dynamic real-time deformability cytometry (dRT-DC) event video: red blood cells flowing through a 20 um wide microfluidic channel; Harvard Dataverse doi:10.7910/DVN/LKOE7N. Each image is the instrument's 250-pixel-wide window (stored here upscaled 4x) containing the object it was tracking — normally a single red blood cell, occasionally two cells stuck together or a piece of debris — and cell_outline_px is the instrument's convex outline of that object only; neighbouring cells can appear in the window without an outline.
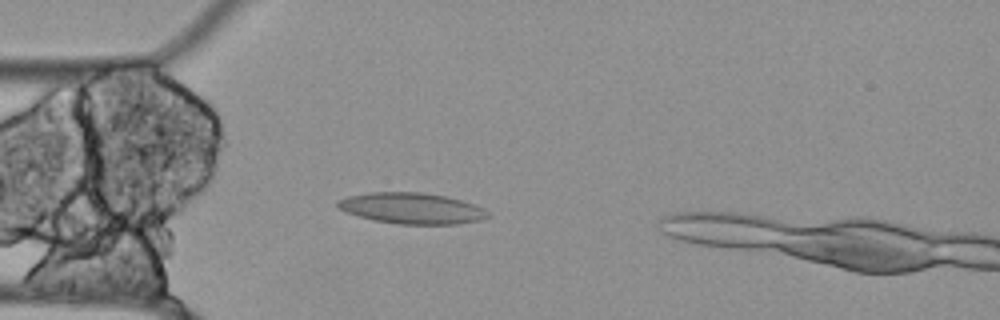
{"species": "Egyptian fruit bat (a non-hibernating species)", "species_latin": "Rousettus aegyptiacus", "temperature_condition": "cold", "stored_images_in_passage": 43, "camera_frame_rate_fps": 3000, "um_per_image_px": 0.085, "animal": {"sex": "female"}, "frame": {"image": 1, "passage_image": 9, "time_ms": 2.667, "image_size_px": [1000, 320], "cell_outline_px": [[492, 216], [480, 220], [456, 224], [400, 224], [376, 220], [344, 212], [336, 204], [336, 200], [348, 196], [368, 192], [420, 192], [444, 196], [476, 204], [484, 208]], "centroid_in_image_um": [35.01, 17.7], "position_along_channel_um": 50.0, "area_um2": 27.11}}
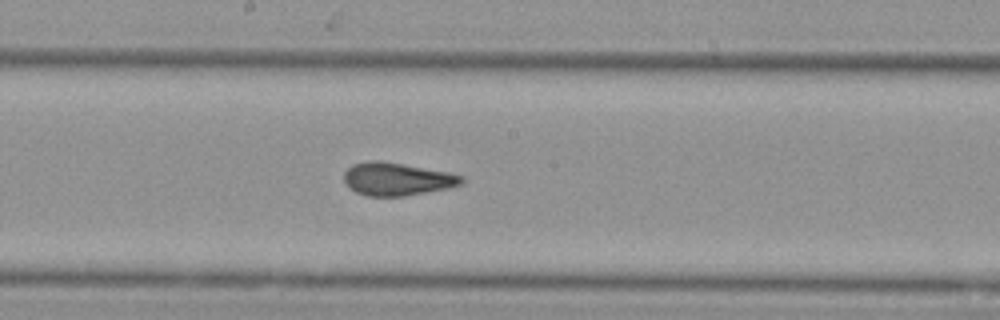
{"frame": {"image": 2, "passage_image": 23, "time_ms": 7.333, "image_size_px": [1000, 320], "cell_outline_px": [[464, 184], [448, 188], [404, 196], [364, 196], [356, 192], [344, 180], [344, 172], [352, 164], [368, 160], [376, 160], [448, 172], [464, 176]], "centroid_in_image_um": [33.75, 15.22], "position_along_channel_um": 214.4, "area_um2": 22.37}}
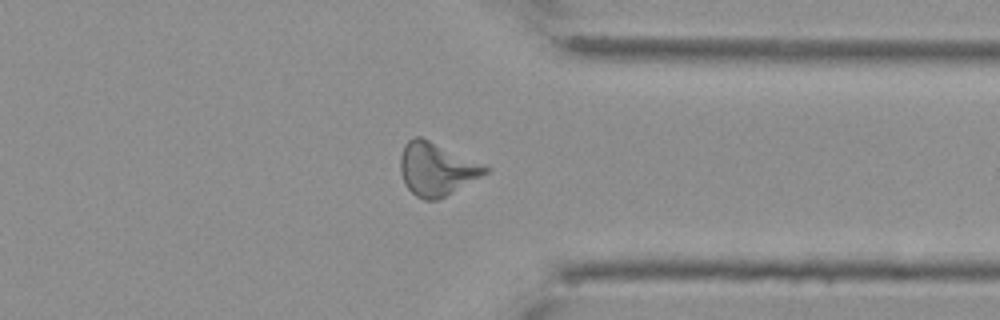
{"frame": {"image": 3, "passage_image": 37, "time_ms": 12.0, "image_size_px": [1000, 320], "cell_outline_px": [[492, 168], [488, 172], [452, 192], [436, 200], [424, 200], [416, 196], [404, 184], [400, 172], [400, 156], [404, 144], [412, 136], [420, 136], [484, 164]], "centroid_in_image_um": [37.07, 14.35], "position_along_channel_um": 374.3, "area_um2": 26.07}, "authors_computed_cell_mechanics": {"area_um2": 23.8714, "velocity_mm_per_s": 3.4867, "shape_relaxation_time_tau1_ms": null, "shape_relaxation_time_tau2_ms": 2.3917, "deformation_change_tau1": null, "deformation_change_tau2": 0.119}}